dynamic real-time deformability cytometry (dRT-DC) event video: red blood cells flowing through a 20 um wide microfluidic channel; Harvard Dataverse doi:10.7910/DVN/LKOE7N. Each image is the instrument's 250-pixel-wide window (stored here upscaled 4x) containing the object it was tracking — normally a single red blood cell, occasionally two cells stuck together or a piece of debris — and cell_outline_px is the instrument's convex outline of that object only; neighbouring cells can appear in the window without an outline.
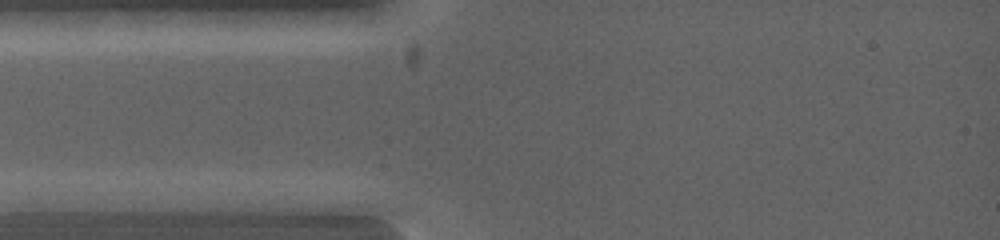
{"species": "common noctule bat (a hibernating species)", "species_latin": "Nyctalus noctula", "temperature_condition": "warm", "stored_images_in_passage": 4, "camera_frame_rate_fps": 5000, "um_per_image_px": 0.085, "animal": {"sex": "female", "body_mass_g": 19.0, "forearm_length_mm": 53.3}, "frame": {"image": 1, "passage_image": 1, "time_ms": 0.0, "image_size_px": [1000, 240], "cell_outline_px": [[120, 200], [112, 212], [16, 212], [16, 200], [40, 192], [112, 192]], "centroid_in_image_um": [5.79, 17.2], "position_along_channel_um": 79.2, "area_um2": 13.76}}